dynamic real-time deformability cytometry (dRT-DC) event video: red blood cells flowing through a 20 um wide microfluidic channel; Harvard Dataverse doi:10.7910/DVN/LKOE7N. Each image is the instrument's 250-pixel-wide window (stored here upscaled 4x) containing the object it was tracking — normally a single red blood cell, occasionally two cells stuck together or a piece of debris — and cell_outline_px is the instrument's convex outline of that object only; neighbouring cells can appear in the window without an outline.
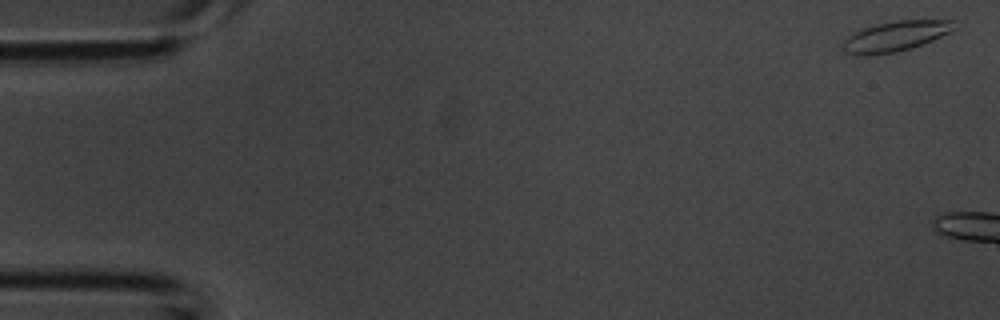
{"species": "common noctule bat (a hibernating species)", "species_latin": "Nyctalus noctula", "temperature_condition": "room temperature", "stored_images_in_passage": 6, "camera_frame_rate_fps": 3000, "um_per_image_px": 0.085, "animal": {"sex": "male", "body_mass_g": 20.1, "forearm_length_mm": 53.5}, "frame": {"image": 1, "passage_image": 1, "time_ms": 0.0, "image_size_px": [1000, 320], "cell_outline_px": [[956, 28], [952, 32], [912, 48], [896, 52], [864, 56], [856, 56], [844, 52], [840, 48], [844, 40], [852, 32], [876, 24], [896, 20], [952, 20]], "centroid_in_image_um": [76.07, 3.09], "position_along_channel_um": 8.9, "area_um2": 19.88}}